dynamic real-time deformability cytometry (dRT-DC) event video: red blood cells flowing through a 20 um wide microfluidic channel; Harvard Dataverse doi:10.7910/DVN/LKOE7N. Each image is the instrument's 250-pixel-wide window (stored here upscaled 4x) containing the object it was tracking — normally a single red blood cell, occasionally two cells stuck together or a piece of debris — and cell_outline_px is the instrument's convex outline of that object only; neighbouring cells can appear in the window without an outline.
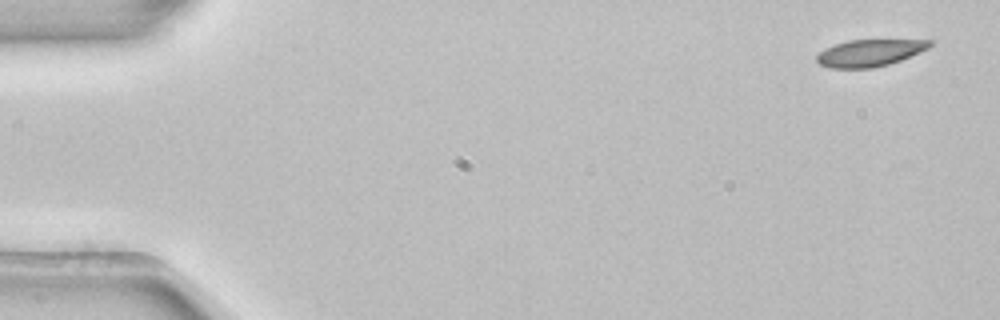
{"species": "common noctule bat (a hibernating species)", "species_latin": "Nyctalus noctula", "temperature_condition": "room temperature", "stored_images_in_passage": 5, "camera_frame_rate_fps": 3000, "um_per_image_px": 0.085, "animal": {"sex": "female", "body_mass_g": 22.7, "forearm_length_mm": 54.2}, "frame": {"image": 1, "passage_image": 1, "time_ms": 0.0, "image_size_px": [1000, 320], "cell_outline_px": [[936, 40], [928, 48], [900, 60], [888, 64], [872, 68], [828, 68], [820, 64], [816, 60], [816, 56], [824, 48], [832, 44], [848, 40]], "centroid_in_image_um": [73.88, 4.49], "position_along_channel_um": 11.1, "area_um2": 17.74}}
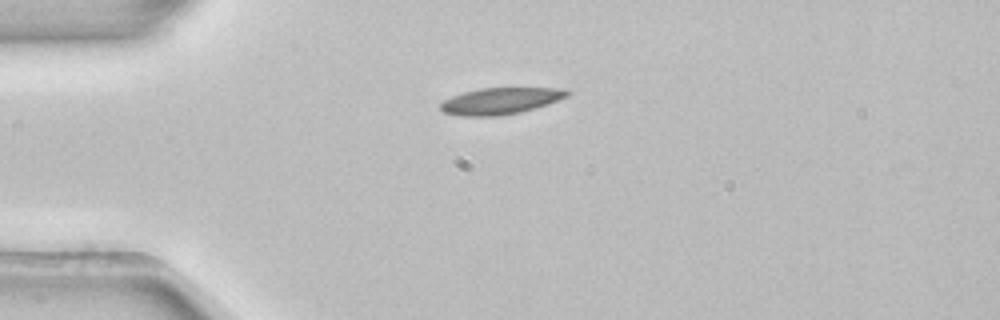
{"frame": {"image": 2, "passage_image": 4, "time_ms": 1.0, "image_size_px": [1000, 320], "cell_outline_px": [[572, 92], [568, 96], [548, 104], [520, 112], [496, 116], [460, 116], [444, 112], [440, 108], [440, 104], [444, 100], [452, 96], [464, 92], [480, 88], [564, 88]], "centroid_in_image_um": [42.56, 8.57], "position_along_channel_um": 42.4, "area_um2": 19.54}}